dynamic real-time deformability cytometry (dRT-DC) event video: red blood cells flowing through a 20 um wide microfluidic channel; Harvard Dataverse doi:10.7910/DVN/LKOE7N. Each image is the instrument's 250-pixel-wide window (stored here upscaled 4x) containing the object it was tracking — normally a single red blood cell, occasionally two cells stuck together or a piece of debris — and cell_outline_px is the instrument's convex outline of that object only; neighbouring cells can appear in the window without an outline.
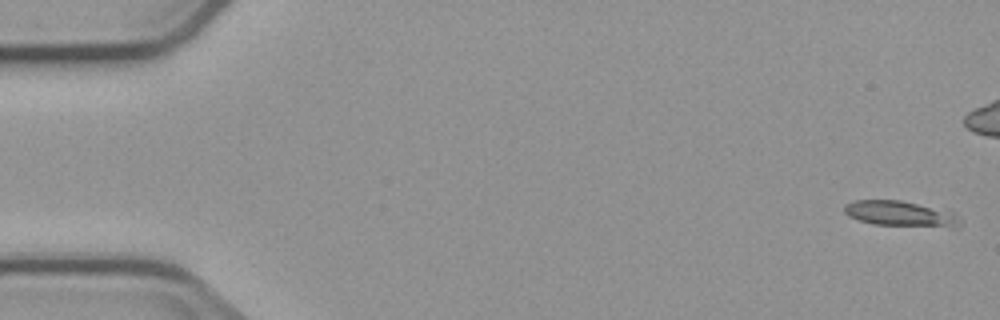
{"species": "common noctule bat (a hibernating species)", "species_latin": "Nyctalus noctula", "temperature_condition": "cold", "stored_images_in_passage": 9, "camera_frame_rate_fps": 3000, "um_per_image_px": 0.085, "animal": {"sex": "male", "body_mass_g": 23.1, "forearm_length_mm": 52.7}, "frame": {"image": 1, "passage_image": 1, "time_ms": 0.0, "image_size_px": [1000, 320], "cell_outline_px": [[960, 224], [872, 224], [848, 216], [844, 212], [844, 204], [852, 200], [900, 200], [952, 212], [960, 220]], "centroid_in_image_um": [76.3, 18.1], "position_along_channel_um": 8.7, "area_um2": 15.84}}
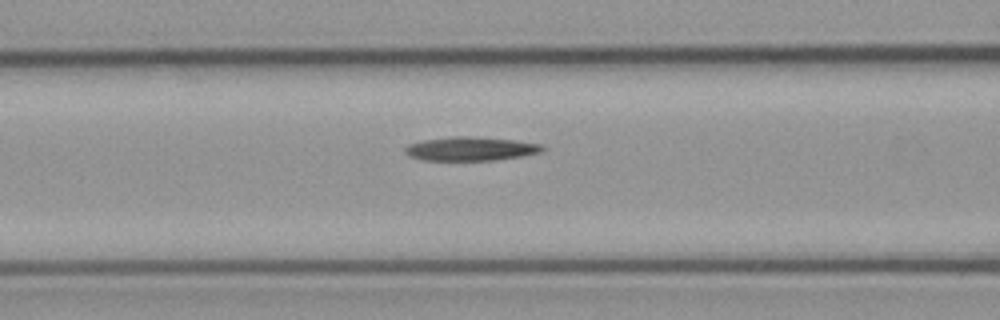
{"frame": {"image": 2, "passage_image": 9, "time_ms": 10.667, "image_size_px": [1000, 320], "cell_outline_px": [[544, 148], [540, 152], [520, 156], [496, 160], [424, 160], [408, 156], [404, 152], [404, 148], [408, 144], [424, 140], [452, 136], [468, 136], [512, 140], [540, 144]], "centroid_in_image_um": [39.93, 12.65], "position_along_channel_um": 126.7, "area_um2": 18.84}}